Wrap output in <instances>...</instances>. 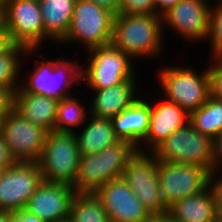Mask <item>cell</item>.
<instances>
[{
    "mask_svg": "<svg viewBox=\"0 0 222 222\" xmlns=\"http://www.w3.org/2000/svg\"><path fill=\"white\" fill-rule=\"evenodd\" d=\"M42 50L45 49L26 50L22 61L23 65H21L20 87L30 94L46 96L57 101L76 94L72 93V88L77 85L78 87L82 86L79 85L82 84L81 60H78L74 54H72L70 58L67 55H61L58 58L56 57V59L51 57V59L48 60L47 58L49 57H46V54H40ZM35 55L40 58L36 59ZM28 57L31 58L32 61L28 59ZM25 61H28V64H31V66L32 63H30V61L34 62V64L32 66L33 68L24 74L22 72V69H24L23 66L28 65Z\"/></svg>",
    "mask_w": 222,
    "mask_h": 222,
    "instance_id": "1",
    "label": "cell"
},
{
    "mask_svg": "<svg viewBox=\"0 0 222 222\" xmlns=\"http://www.w3.org/2000/svg\"><path fill=\"white\" fill-rule=\"evenodd\" d=\"M122 178L152 215H167L158 177V160L151 152L137 151L128 161Z\"/></svg>",
    "mask_w": 222,
    "mask_h": 222,
    "instance_id": "11",
    "label": "cell"
},
{
    "mask_svg": "<svg viewBox=\"0 0 222 222\" xmlns=\"http://www.w3.org/2000/svg\"><path fill=\"white\" fill-rule=\"evenodd\" d=\"M3 121H4V116L0 115V135L2 134Z\"/></svg>",
    "mask_w": 222,
    "mask_h": 222,
    "instance_id": "43",
    "label": "cell"
},
{
    "mask_svg": "<svg viewBox=\"0 0 222 222\" xmlns=\"http://www.w3.org/2000/svg\"><path fill=\"white\" fill-rule=\"evenodd\" d=\"M209 172L200 166L158 161L159 187L164 204L200 194L208 187Z\"/></svg>",
    "mask_w": 222,
    "mask_h": 222,
    "instance_id": "12",
    "label": "cell"
},
{
    "mask_svg": "<svg viewBox=\"0 0 222 222\" xmlns=\"http://www.w3.org/2000/svg\"><path fill=\"white\" fill-rule=\"evenodd\" d=\"M209 78H210V95L222 100V63L215 57L207 58Z\"/></svg>",
    "mask_w": 222,
    "mask_h": 222,
    "instance_id": "30",
    "label": "cell"
},
{
    "mask_svg": "<svg viewBox=\"0 0 222 222\" xmlns=\"http://www.w3.org/2000/svg\"><path fill=\"white\" fill-rule=\"evenodd\" d=\"M11 222H44L38 216L28 213L24 209L11 213Z\"/></svg>",
    "mask_w": 222,
    "mask_h": 222,
    "instance_id": "35",
    "label": "cell"
},
{
    "mask_svg": "<svg viewBox=\"0 0 222 222\" xmlns=\"http://www.w3.org/2000/svg\"><path fill=\"white\" fill-rule=\"evenodd\" d=\"M214 169L222 170V131L212 139Z\"/></svg>",
    "mask_w": 222,
    "mask_h": 222,
    "instance_id": "33",
    "label": "cell"
},
{
    "mask_svg": "<svg viewBox=\"0 0 222 222\" xmlns=\"http://www.w3.org/2000/svg\"><path fill=\"white\" fill-rule=\"evenodd\" d=\"M5 169H7V168H1V167H0V179H1V177H2V175H3V173H4V171H5Z\"/></svg>",
    "mask_w": 222,
    "mask_h": 222,
    "instance_id": "45",
    "label": "cell"
},
{
    "mask_svg": "<svg viewBox=\"0 0 222 222\" xmlns=\"http://www.w3.org/2000/svg\"><path fill=\"white\" fill-rule=\"evenodd\" d=\"M8 1H11V0H2V8H3L4 4L7 3Z\"/></svg>",
    "mask_w": 222,
    "mask_h": 222,
    "instance_id": "46",
    "label": "cell"
},
{
    "mask_svg": "<svg viewBox=\"0 0 222 222\" xmlns=\"http://www.w3.org/2000/svg\"><path fill=\"white\" fill-rule=\"evenodd\" d=\"M14 91L10 88L0 87V115L4 117L13 109Z\"/></svg>",
    "mask_w": 222,
    "mask_h": 222,
    "instance_id": "32",
    "label": "cell"
},
{
    "mask_svg": "<svg viewBox=\"0 0 222 222\" xmlns=\"http://www.w3.org/2000/svg\"><path fill=\"white\" fill-rule=\"evenodd\" d=\"M10 45L8 34L0 21V53L3 52Z\"/></svg>",
    "mask_w": 222,
    "mask_h": 222,
    "instance_id": "38",
    "label": "cell"
},
{
    "mask_svg": "<svg viewBox=\"0 0 222 222\" xmlns=\"http://www.w3.org/2000/svg\"><path fill=\"white\" fill-rule=\"evenodd\" d=\"M94 194L111 222H143L153 216L122 177L108 181Z\"/></svg>",
    "mask_w": 222,
    "mask_h": 222,
    "instance_id": "15",
    "label": "cell"
},
{
    "mask_svg": "<svg viewBox=\"0 0 222 222\" xmlns=\"http://www.w3.org/2000/svg\"><path fill=\"white\" fill-rule=\"evenodd\" d=\"M216 215L214 197L208 187L200 194L177 200L167 212L175 222H214Z\"/></svg>",
    "mask_w": 222,
    "mask_h": 222,
    "instance_id": "21",
    "label": "cell"
},
{
    "mask_svg": "<svg viewBox=\"0 0 222 222\" xmlns=\"http://www.w3.org/2000/svg\"><path fill=\"white\" fill-rule=\"evenodd\" d=\"M214 56L222 63V48Z\"/></svg>",
    "mask_w": 222,
    "mask_h": 222,
    "instance_id": "41",
    "label": "cell"
},
{
    "mask_svg": "<svg viewBox=\"0 0 222 222\" xmlns=\"http://www.w3.org/2000/svg\"><path fill=\"white\" fill-rule=\"evenodd\" d=\"M81 65V83L87 89H103L139 77V65L112 44L86 51ZM138 75V76H137Z\"/></svg>",
    "mask_w": 222,
    "mask_h": 222,
    "instance_id": "6",
    "label": "cell"
},
{
    "mask_svg": "<svg viewBox=\"0 0 222 222\" xmlns=\"http://www.w3.org/2000/svg\"><path fill=\"white\" fill-rule=\"evenodd\" d=\"M77 0H39L44 24V43L57 44L66 36Z\"/></svg>",
    "mask_w": 222,
    "mask_h": 222,
    "instance_id": "23",
    "label": "cell"
},
{
    "mask_svg": "<svg viewBox=\"0 0 222 222\" xmlns=\"http://www.w3.org/2000/svg\"><path fill=\"white\" fill-rule=\"evenodd\" d=\"M111 121L118 139L129 141L138 148L149 131L150 103L141 96L132 106L127 107Z\"/></svg>",
    "mask_w": 222,
    "mask_h": 222,
    "instance_id": "19",
    "label": "cell"
},
{
    "mask_svg": "<svg viewBox=\"0 0 222 222\" xmlns=\"http://www.w3.org/2000/svg\"><path fill=\"white\" fill-rule=\"evenodd\" d=\"M212 3L213 0H178L161 15L165 39L168 32L174 31L176 37L184 40L181 42L188 43V48L206 42Z\"/></svg>",
    "mask_w": 222,
    "mask_h": 222,
    "instance_id": "10",
    "label": "cell"
},
{
    "mask_svg": "<svg viewBox=\"0 0 222 222\" xmlns=\"http://www.w3.org/2000/svg\"><path fill=\"white\" fill-rule=\"evenodd\" d=\"M143 222H164V215H153L148 220Z\"/></svg>",
    "mask_w": 222,
    "mask_h": 222,
    "instance_id": "40",
    "label": "cell"
},
{
    "mask_svg": "<svg viewBox=\"0 0 222 222\" xmlns=\"http://www.w3.org/2000/svg\"><path fill=\"white\" fill-rule=\"evenodd\" d=\"M43 182L41 169L34 162H16L0 179V212L13 213L25 208Z\"/></svg>",
    "mask_w": 222,
    "mask_h": 222,
    "instance_id": "13",
    "label": "cell"
},
{
    "mask_svg": "<svg viewBox=\"0 0 222 222\" xmlns=\"http://www.w3.org/2000/svg\"><path fill=\"white\" fill-rule=\"evenodd\" d=\"M2 9V0H0V10Z\"/></svg>",
    "mask_w": 222,
    "mask_h": 222,
    "instance_id": "47",
    "label": "cell"
},
{
    "mask_svg": "<svg viewBox=\"0 0 222 222\" xmlns=\"http://www.w3.org/2000/svg\"><path fill=\"white\" fill-rule=\"evenodd\" d=\"M178 0H155L157 7V14L162 15L170 9Z\"/></svg>",
    "mask_w": 222,
    "mask_h": 222,
    "instance_id": "37",
    "label": "cell"
},
{
    "mask_svg": "<svg viewBox=\"0 0 222 222\" xmlns=\"http://www.w3.org/2000/svg\"><path fill=\"white\" fill-rule=\"evenodd\" d=\"M114 17L115 13L105 7L89 0H77L69 30L57 44L58 49L72 45L71 49L80 47L88 51L111 44Z\"/></svg>",
    "mask_w": 222,
    "mask_h": 222,
    "instance_id": "5",
    "label": "cell"
},
{
    "mask_svg": "<svg viewBox=\"0 0 222 222\" xmlns=\"http://www.w3.org/2000/svg\"><path fill=\"white\" fill-rule=\"evenodd\" d=\"M16 160L12 156L8 145L6 144L3 137L0 135V167L8 168L11 167Z\"/></svg>",
    "mask_w": 222,
    "mask_h": 222,
    "instance_id": "34",
    "label": "cell"
},
{
    "mask_svg": "<svg viewBox=\"0 0 222 222\" xmlns=\"http://www.w3.org/2000/svg\"><path fill=\"white\" fill-rule=\"evenodd\" d=\"M74 133L81 155L100 152L119 141L111 119L98 118L90 114L81 128Z\"/></svg>",
    "mask_w": 222,
    "mask_h": 222,
    "instance_id": "22",
    "label": "cell"
},
{
    "mask_svg": "<svg viewBox=\"0 0 222 222\" xmlns=\"http://www.w3.org/2000/svg\"><path fill=\"white\" fill-rule=\"evenodd\" d=\"M188 123L196 131L213 139L222 131V100L210 95L200 108L189 114Z\"/></svg>",
    "mask_w": 222,
    "mask_h": 222,
    "instance_id": "25",
    "label": "cell"
},
{
    "mask_svg": "<svg viewBox=\"0 0 222 222\" xmlns=\"http://www.w3.org/2000/svg\"><path fill=\"white\" fill-rule=\"evenodd\" d=\"M26 50L20 45L10 44L0 53V87L10 88L14 92L18 89Z\"/></svg>",
    "mask_w": 222,
    "mask_h": 222,
    "instance_id": "27",
    "label": "cell"
},
{
    "mask_svg": "<svg viewBox=\"0 0 222 222\" xmlns=\"http://www.w3.org/2000/svg\"><path fill=\"white\" fill-rule=\"evenodd\" d=\"M156 69L159 93L162 98L176 103L185 112L191 114L200 108L210 96V78L208 68L200 70L194 65H166ZM166 65V66H165ZM197 70V71H196ZM202 70V71H201ZM200 71V72H199ZM162 90V91H161ZM163 94V95H162Z\"/></svg>",
    "mask_w": 222,
    "mask_h": 222,
    "instance_id": "3",
    "label": "cell"
},
{
    "mask_svg": "<svg viewBox=\"0 0 222 222\" xmlns=\"http://www.w3.org/2000/svg\"><path fill=\"white\" fill-rule=\"evenodd\" d=\"M166 42L161 15L115 14L111 44L139 65L155 59L162 63L168 55Z\"/></svg>",
    "mask_w": 222,
    "mask_h": 222,
    "instance_id": "2",
    "label": "cell"
},
{
    "mask_svg": "<svg viewBox=\"0 0 222 222\" xmlns=\"http://www.w3.org/2000/svg\"><path fill=\"white\" fill-rule=\"evenodd\" d=\"M206 43L210 46V56H214L222 48V0H213Z\"/></svg>",
    "mask_w": 222,
    "mask_h": 222,
    "instance_id": "28",
    "label": "cell"
},
{
    "mask_svg": "<svg viewBox=\"0 0 222 222\" xmlns=\"http://www.w3.org/2000/svg\"><path fill=\"white\" fill-rule=\"evenodd\" d=\"M0 222H11V213L0 212Z\"/></svg>",
    "mask_w": 222,
    "mask_h": 222,
    "instance_id": "39",
    "label": "cell"
},
{
    "mask_svg": "<svg viewBox=\"0 0 222 222\" xmlns=\"http://www.w3.org/2000/svg\"><path fill=\"white\" fill-rule=\"evenodd\" d=\"M2 22L10 44L26 49H42L44 24L39 0H11L0 10Z\"/></svg>",
    "mask_w": 222,
    "mask_h": 222,
    "instance_id": "9",
    "label": "cell"
},
{
    "mask_svg": "<svg viewBox=\"0 0 222 222\" xmlns=\"http://www.w3.org/2000/svg\"><path fill=\"white\" fill-rule=\"evenodd\" d=\"M139 78L141 80V77H138L103 89H88L90 90L87 91L88 93L93 92L90 94L92 97L86 99H90L89 114L98 118L112 119L127 107L132 106L143 94L141 92L143 90L140 89L142 86H139L140 83L137 82Z\"/></svg>",
    "mask_w": 222,
    "mask_h": 222,
    "instance_id": "18",
    "label": "cell"
},
{
    "mask_svg": "<svg viewBox=\"0 0 222 222\" xmlns=\"http://www.w3.org/2000/svg\"><path fill=\"white\" fill-rule=\"evenodd\" d=\"M164 222H175L171 218H169L167 215H164Z\"/></svg>",
    "mask_w": 222,
    "mask_h": 222,
    "instance_id": "44",
    "label": "cell"
},
{
    "mask_svg": "<svg viewBox=\"0 0 222 222\" xmlns=\"http://www.w3.org/2000/svg\"><path fill=\"white\" fill-rule=\"evenodd\" d=\"M214 222H222V213H217Z\"/></svg>",
    "mask_w": 222,
    "mask_h": 222,
    "instance_id": "42",
    "label": "cell"
},
{
    "mask_svg": "<svg viewBox=\"0 0 222 222\" xmlns=\"http://www.w3.org/2000/svg\"><path fill=\"white\" fill-rule=\"evenodd\" d=\"M118 14L120 0H89Z\"/></svg>",
    "mask_w": 222,
    "mask_h": 222,
    "instance_id": "36",
    "label": "cell"
},
{
    "mask_svg": "<svg viewBox=\"0 0 222 222\" xmlns=\"http://www.w3.org/2000/svg\"><path fill=\"white\" fill-rule=\"evenodd\" d=\"M79 98L78 95L73 94L58 101L55 131L76 132L85 123L89 115V108H87L89 101L82 102Z\"/></svg>",
    "mask_w": 222,
    "mask_h": 222,
    "instance_id": "24",
    "label": "cell"
},
{
    "mask_svg": "<svg viewBox=\"0 0 222 222\" xmlns=\"http://www.w3.org/2000/svg\"><path fill=\"white\" fill-rule=\"evenodd\" d=\"M68 222H109L101 201L94 193H76Z\"/></svg>",
    "mask_w": 222,
    "mask_h": 222,
    "instance_id": "26",
    "label": "cell"
},
{
    "mask_svg": "<svg viewBox=\"0 0 222 222\" xmlns=\"http://www.w3.org/2000/svg\"><path fill=\"white\" fill-rule=\"evenodd\" d=\"M222 171L215 170L209 174L208 188L214 197L216 212L222 213Z\"/></svg>",
    "mask_w": 222,
    "mask_h": 222,
    "instance_id": "31",
    "label": "cell"
},
{
    "mask_svg": "<svg viewBox=\"0 0 222 222\" xmlns=\"http://www.w3.org/2000/svg\"><path fill=\"white\" fill-rule=\"evenodd\" d=\"M136 152L137 148L129 141L119 140L100 152L81 155L72 188L76 193H95L108 181L122 177Z\"/></svg>",
    "mask_w": 222,
    "mask_h": 222,
    "instance_id": "4",
    "label": "cell"
},
{
    "mask_svg": "<svg viewBox=\"0 0 222 222\" xmlns=\"http://www.w3.org/2000/svg\"><path fill=\"white\" fill-rule=\"evenodd\" d=\"M118 14H157L155 0H120Z\"/></svg>",
    "mask_w": 222,
    "mask_h": 222,
    "instance_id": "29",
    "label": "cell"
},
{
    "mask_svg": "<svg viewBox=\"0 0 222 222\" xmlns=\"http://www.w3.org/2000/svg\"><path fill=\"white\" fill-rule=\"evenodd\" d=\"M58 101L25 92L20 86L14 92L13 109L31 123L48 132L55 131Z\"/></svg>",
    "mask_w": 222,
    "mask_h": 222,
    "instance_id": "20",
    "label": "cell"
},
{
    "mask_svg": "<svg viewBox=\"0 0 222 222\" xmlns=\"http://www.w3.org/2000/svg\"><path fill=\"white\" fill-rule=\"evenodd\" d=\"M160 162L192 164L215 171L212 139L196 131L189 123L172 132L152 152Z\"/></svg>",
    "mask_w": 222,
    "mask_h": 222,
    "instance_id": "7",
    "label": "cell"
},
{
    "mask_svg": "<svg viewBox=\"0 0 222 222\" xmlns=\"http://www.w3.org/2000/svg\"><path fill=\"white\" fill-rule=\"evenodd\" d=\"M80 156L74 132H48L37 162L43 181L73 186Z\"/></svg>",
    "mask_w": 222,
    "mask_h": 222,
    "instance_id": "8",
    "label": "cell"
},
{
    "mask_svg": "<svg viewBox=\"0 0 222 222\" xmlns=\"http://www.w3.org/2000/svg\"><path fill=\"white\" fill-rule=\"evenodd\" d=\"M48 131L31 123L12 109L3 121L1 136L16 162L37 163L41 157Z\"/></svg>",
    "mask_w": 222,
    "mask_h": 222,
    "instance_id": "14",
    "label": "cell"
},
{
    "mask_svg": "<svg viewBox=\"0 0 222 222\" xmlns=\"http://www.w3.org/2000/svg\"><path fill=\"white\" fill-rule=\"evenodd\" d=\"M142 96L150 103V126L146 138L141 142L137 151L152 152L172 132L189 122V114L176 103L162 99V96L155 100L157 93L151 97L153 94L147 96L145 91V95L142 94Z\"/></svg>",
    "mask_w": 222,
    "mask_h": 222,
    "instance_id": "16",
    "label": "cell"
},
{
    "mask_svg": "<svg viewBox=\"0 0 222 222\" xmlns=\"http://www.w3.org/2000/svg\"><path fill=\"white\" fill-rule=\"evenodd\" d=\"M75 194L70 185L43 181L28 200L24 210L44 222H68Z\"/></svg>",
    "mask_w": 222,
    "mask_h": 222,
    "instance_id": "17",
    "label": "cell"
}]
</instances>
